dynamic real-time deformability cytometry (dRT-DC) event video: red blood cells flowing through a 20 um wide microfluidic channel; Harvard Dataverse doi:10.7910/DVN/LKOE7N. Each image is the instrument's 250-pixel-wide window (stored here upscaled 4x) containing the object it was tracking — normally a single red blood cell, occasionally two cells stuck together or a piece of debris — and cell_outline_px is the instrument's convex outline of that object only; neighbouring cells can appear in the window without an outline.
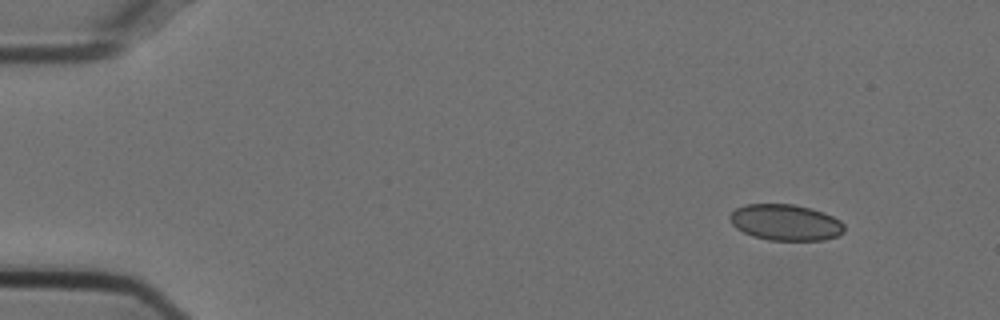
{"species": "Egyptian fruit bat (a non-hibernating species)", "species_latin": "Rousettus aegyptiacus", "temperature_condition": "cold", "stored_images_in_passage": 50, "camera_frame_rate_fps": 3000, "um_per_image_px": 0.085, "animal": {"sex": "female"}, "frame": {"image": 1, "passage_image": 1, "time_ms": 0.0, "image_size_px": [1000, 320], "cell_outline_px": [[844, 232], [836, 236], [824, 240], [768, 240], [752, 236], [736, 228], [732, 224], [728, 216], [736, 208], [748, 204], [792, 204], [824, 212], [840, 220], [844, 224]], "centroid_in_image_um": [66.76, 18.91], "position_along_channel_um": 18.2, "area_um2": 24.04}}
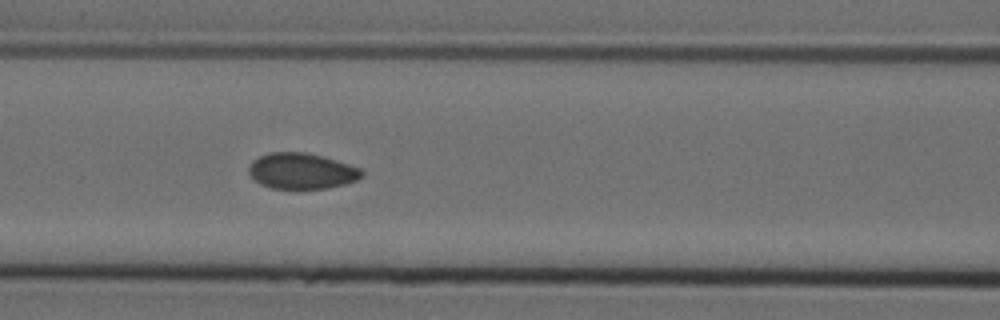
{"frame": {"image": 2, "passage_image": 19, "time_ms": 6.0, "image_size_px": [1000, 320], "cell_outline_px": [[364, 176], [356, 180], [344, 184], [328, 188], [272, 188], [260, 184], [248, 172], [248, 168], [252, 160], [268, 152], [308, 152], [324, 156], [360, 168], [364, 172]], "centroid_in_image_um": [25.64, 14.52], "position_along_channel_um": 141.0, "area_um2": 23.64}}
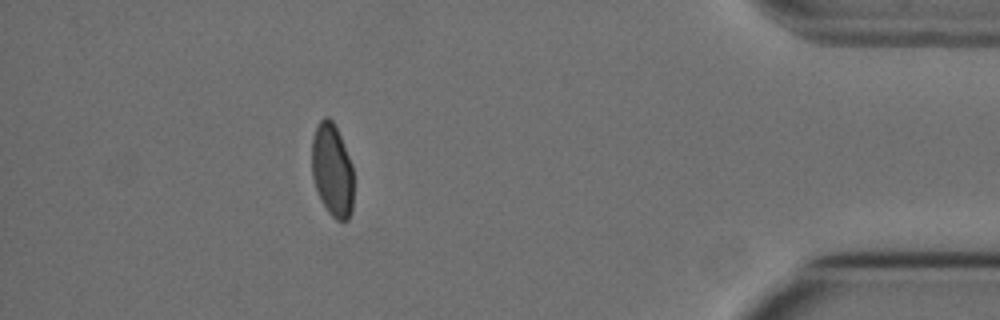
{"frame": {"image": 3, "passage_image": 44, "time_ms": 14.333, "image_size_px": [1000, 320], "cell_outline_px": [[352, 212], [348, 220], [336, 220], [328, 212], [320, 200], [312, 176], [312, 140], [316, 124], [324, 116], [328, 116], [332, 120], [340, 136], [352, 164]], "centroid_in_image_um": [28.22, 14.46], "position_along_channel_um": 407.0, "area_um2": 22.66}, "authors_computed_cell_mechanics": {"area_um2": 24.0448, "velocity_mm_per_s": 3.7412, "shape_relaxation_time_tau1_ms": null, "shape_relaxation_time_tau2_ms": 0.9562, "deformation_change_tau1": null, "deformation_change_tau2": 0.0368}}